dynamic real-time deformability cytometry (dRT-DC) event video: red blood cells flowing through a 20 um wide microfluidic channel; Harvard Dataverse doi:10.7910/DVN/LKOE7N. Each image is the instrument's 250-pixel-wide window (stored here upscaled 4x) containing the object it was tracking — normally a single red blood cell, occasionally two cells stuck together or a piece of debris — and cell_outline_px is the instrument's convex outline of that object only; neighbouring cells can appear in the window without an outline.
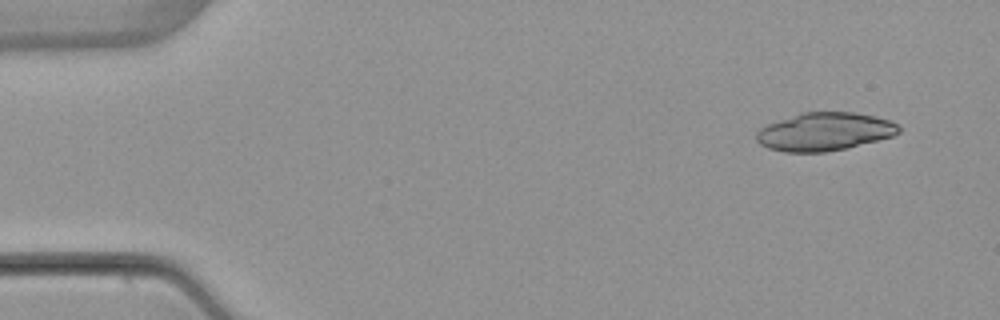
{"species": "common noctule bat (a hibernating species)", "species_latin": "Nyctalus noctula", "temperature_condition": "warm", "stored_images_in_passage": 4, "camera_frame_rate_fps": 3000, "um_per_image_px": 0.085, "animal": {"sex": "female", "body_mass_g": 22.7, "forearm_length_mm": 54.2}, "frame": {"image": 1, "passage_image": 1, "time_ms": 0.0, "image_size_px": [1000, 320], "cell_outline_px": [[900, 132], [892, 136], [848, 148], [824, 152], [784, 152], [768, 148], [760, 144], [756, 140], [756, 132], [760, 128], [768, 124], [800, 112], [856, 112], [876, 116], [888, 120], [896, 124], [900, 128]], "centroid_in_image_um": [70.07, 11.19], "position_along_channel_um": 14.9, "area_um2": 31.67}}